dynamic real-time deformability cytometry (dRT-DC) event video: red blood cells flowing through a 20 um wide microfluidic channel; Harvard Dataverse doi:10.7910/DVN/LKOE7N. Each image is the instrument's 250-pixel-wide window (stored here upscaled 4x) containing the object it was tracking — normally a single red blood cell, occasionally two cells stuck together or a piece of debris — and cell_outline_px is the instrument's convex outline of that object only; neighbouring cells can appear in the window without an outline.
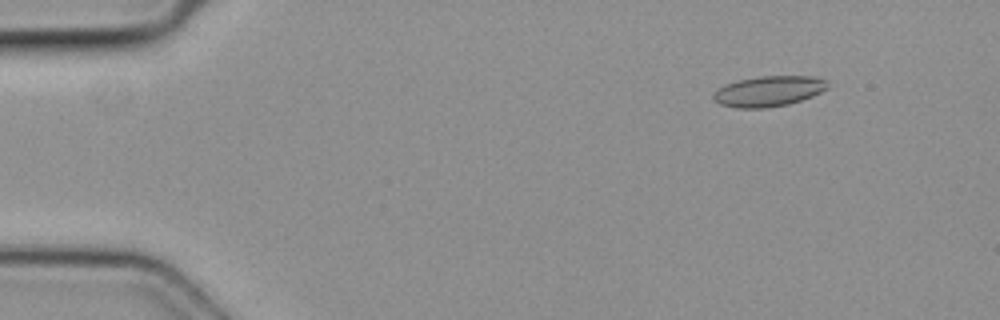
{"species": "common noctule bat (a hibernating species)", "species_latin": "Nyctalus noctula", "temperature_condition": "cold", "stored_images_in_passage": 5, "camera_frame_rate_fps": 3000, "um_per_image_px": 0.085, "animal": {"sex": "female", "body_mass_g": 19.3, "forearm_length_mm": 54.1}, "frame": {"image": 1, "passage_image": 1, "time_ms": 0.0, "image_size_px": [1000, 320], "cell_outline_px": [[828, 88], [812, 96], [788, 104], [764, 108], [736, 108], [720, 104], [712, 96], [712, 92], [716, 88], [724, 84], [736, 80], [760, 76], [816, 76], [828, 80]], "centroid_in_image_um": [65.31, 7.74], "position_along_channel_um": 19.7, "area_um2": 20.52}}
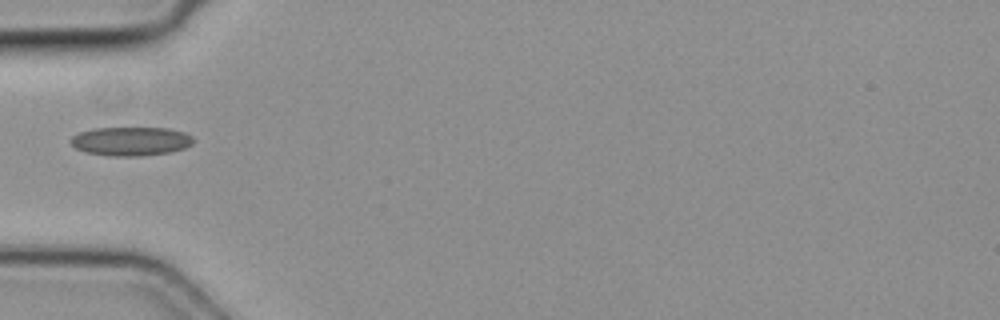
{"frame": {"image": 2, "passage_image": 4, "time_ms": 1.0, "image_size_px": [1000, 320], "cell_outline_px": [[196, 140], [192, 144], [184, 148], [172, 152], [140, 156], [112, 156], [88, 152], [76, 148], [68, 140], [72, 136], [80, 132], [92, 128], [168, 128], [184, 132], [192, 136]], "centroid_in_image_um": [11.15, 12.0], "position_along_channel_um": 73.9, "area_um2": 20.69}}
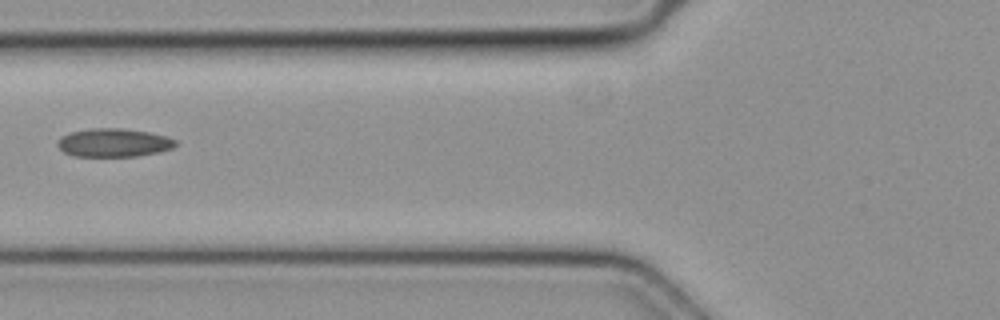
{"frame": {"image": 3, "passage_image": 5, "time_ms": 1.333, "image_size_px": [1000, 320], "cell_outline_px": [[176, 144], [172, 148], [160, 152], [136, 156], [72, 156], [64, 152], [56, 144], [56, 140], [60, 136], [72, 132], [92, 128], [120, 128], [148, 132], [168, 136], [176, 140]], "centroid_in_image_um": [9.65, 12.13], "position_along_channel_um": 116.2, "area_um2": 19.59}}